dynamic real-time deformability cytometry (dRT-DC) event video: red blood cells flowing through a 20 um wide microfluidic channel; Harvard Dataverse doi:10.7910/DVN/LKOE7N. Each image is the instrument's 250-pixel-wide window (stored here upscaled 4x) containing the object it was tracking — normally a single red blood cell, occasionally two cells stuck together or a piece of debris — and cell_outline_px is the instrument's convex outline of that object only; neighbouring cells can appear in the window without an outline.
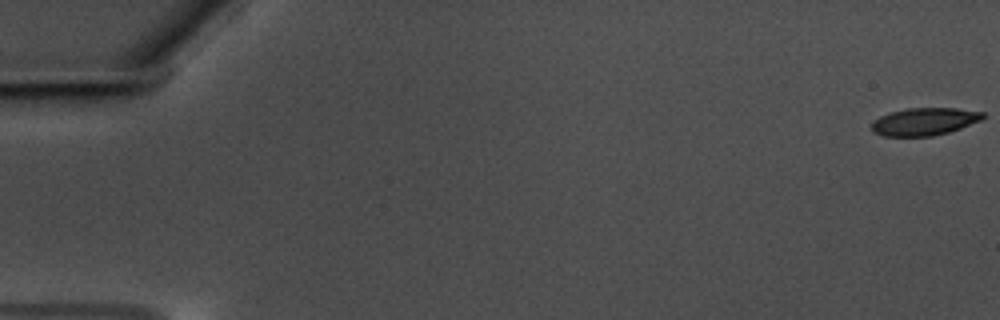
{"species": "common noctule bat (a hibernating species)", "species_latin": "Nyctalus noctula", "temperature_condition": "warm", "stored_images_in_passage": 59, "camera_frame_rate_fps": 3000, "um_per_image_px": 0.085, "animal": {"sex": "male", "body_mass_g": 17.5, "forearm_length_mm": 52.3}, "frame": {"image": 1, "passage_image": 1, "time_ms": 0.0, "image_size_px": [1000, 320], "cell_outline_px": [[984, 116], [980, 120], [960, 128], [948, 132], [932, 136], [884, 136], [872, 132], [872, 120], [880, 116], [892, 112], [908, 108], [956, 108], [984, 112]], "centroid_in_image_um": [78.54, 10.33], "position_along_channel_um": 6.5, "area_um2": 17.74}}
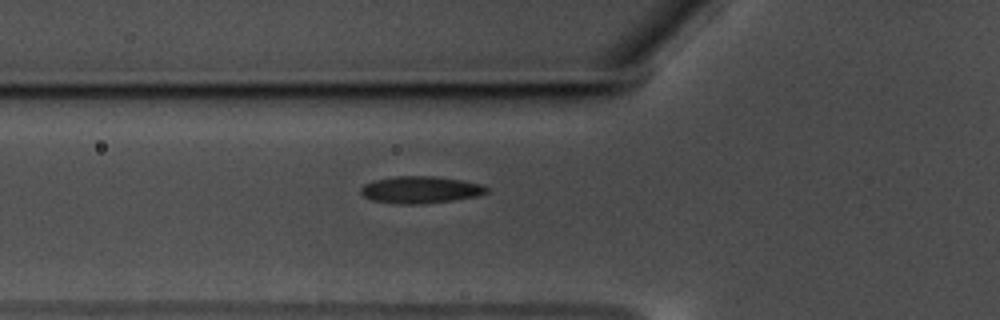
{"frame": {"image": 2, "passage_image": 22, "time_ms": 7.0, "image_size_px": [1000, 320], "cell_outline_px": [[488, 192], [480, 196], [452, 200], [412, 204], [400, 204], [372, 200], [364, 196], [360, 192], [360, 188], [364, 184], [376, 180], [396, 176], [432, 176], [464, 180], [480, 184], [488, 188]], "centroid_in_image_um": [35.76, 16.12], "position_along_channel_um": 90.0, "area_um2": 19.65}}
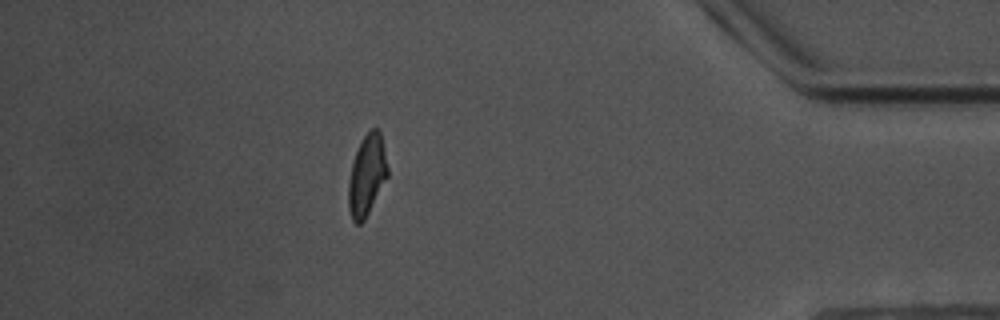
{"frame": {"image": 3, "passage_image": 52, "time_ms": 17.0, "image_size_px": [1000, 320], "cell_outline_px": [[388, 176], [364, 220], [360, 224], [356, 224], [352, 220], [348, 208], [348, 184], [352, 164], [360, 140], [372, 128], [380, 128], [388, 168]], "centroid_in_image_um": [31.18, 14.88], "position_along_channel_um": 404.0, "area_um2": 18.44}, "authors_computed_cell_mechanics": {"area_um2": 18.8428, "velocity_mm_per_s": 3.5551, "shape_relaxation_time_tau1_ms": 6.1624, "shape_relaxation_time_tau2_ms": 1.5289, "deformation_change_tau1": 0.1687, "deformation_change_tau2": 0.0944}}